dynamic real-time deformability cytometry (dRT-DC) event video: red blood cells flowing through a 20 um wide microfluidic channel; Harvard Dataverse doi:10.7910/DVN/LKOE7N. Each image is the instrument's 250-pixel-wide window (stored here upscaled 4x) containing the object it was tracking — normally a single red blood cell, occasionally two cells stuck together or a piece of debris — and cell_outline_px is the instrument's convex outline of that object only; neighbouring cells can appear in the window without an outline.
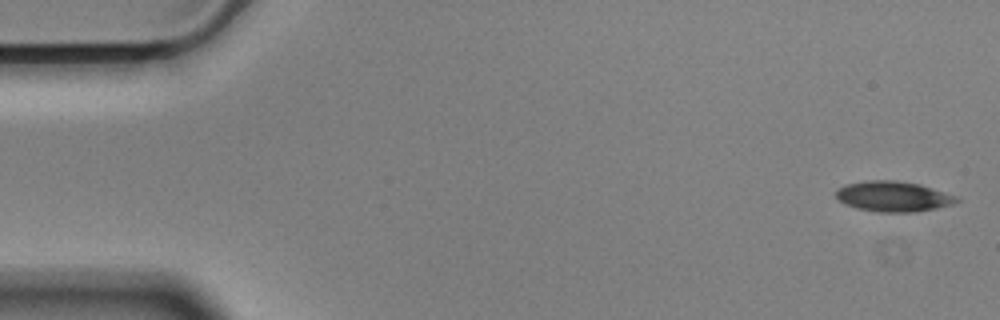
{"species": "Egyptian fruit bat (a non-hibernating species)", "species_latin": "Rousettus aegyptiacus", "temperature_condition": "cold", "stored_images_in_passage": 2, "camera_frame_rate_fps": 3000, "um_per_image_px": 0.085, "animal": {"sex": "male"}, "frame": {"image": 1, "passage_image": 1, "time_ms": 0.0, "image_size_px": [1000, 320], "cell_outline_px": [[960, 200], [952, 204], [936, 208], [912, 212], [876, 212], [856, 208], [844, 204], [836, 196], [836, 192], [844, 184], [864, 180], [896, 180], [920, 184], [956, 196]], "centroid_in_image_um": [75.89, 16.69], "position_along_channel_um": 9.1, "area_um2": 21.33}}